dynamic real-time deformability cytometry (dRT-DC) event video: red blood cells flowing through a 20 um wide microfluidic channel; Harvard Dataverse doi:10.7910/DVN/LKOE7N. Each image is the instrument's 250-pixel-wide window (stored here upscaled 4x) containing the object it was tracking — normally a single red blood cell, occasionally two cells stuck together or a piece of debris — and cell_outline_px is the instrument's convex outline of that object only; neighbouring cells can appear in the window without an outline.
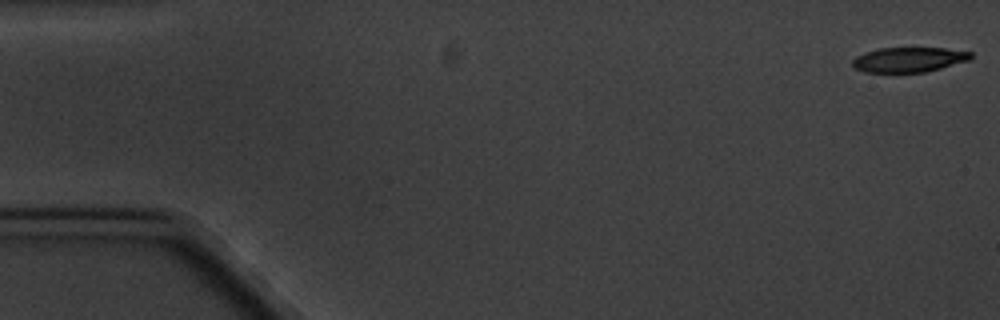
{"species": "common noctule bat (a hibernating species)", "species_latin": "Nyctalus noctula", "temperature_condition": "cold", "stored_images_in_passage": 9, "camera_frame_rate_fps": 3000, "um_per_image_px": 0.085, "animal": {"sex": "male", "body_mass_g": 20.1, "forearm_length_mm": 53.5}, "frame": {"image": 1, "passage_image": 1, "time_ms": 0.0, "image_size_px": [1000, 320], "cell_outline_px": [[972, 60], [924, 72], [864, 72], [852, 68], [852, 60], [856, 56], [880, 48], [944, 48], [972, 52]], "centroid_in_image_um": [77.26, 5.07], "position_along_channel_um": 7.7, "area_um2": 17.17}}
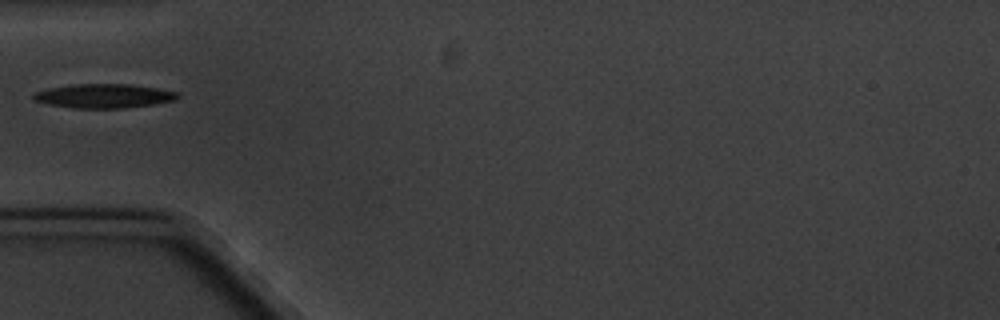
{"frame": {"image": 2, "passage_image": 6, "time_ms": 6.0, "image_size_px": [1000, 320], "cell_outline_px": [[180, 96], [176, 100], [152, 104], [124, 108], [72, 108], [48, 104], [36, 100], [32, 96], [36, 92], [48, 88], [72, 84], [132, 84], [180, 92]], "centroid_in_image_um": [8.87, 8.15], "position_along_channel_um": 76.1, "area_um2": 20.23}}